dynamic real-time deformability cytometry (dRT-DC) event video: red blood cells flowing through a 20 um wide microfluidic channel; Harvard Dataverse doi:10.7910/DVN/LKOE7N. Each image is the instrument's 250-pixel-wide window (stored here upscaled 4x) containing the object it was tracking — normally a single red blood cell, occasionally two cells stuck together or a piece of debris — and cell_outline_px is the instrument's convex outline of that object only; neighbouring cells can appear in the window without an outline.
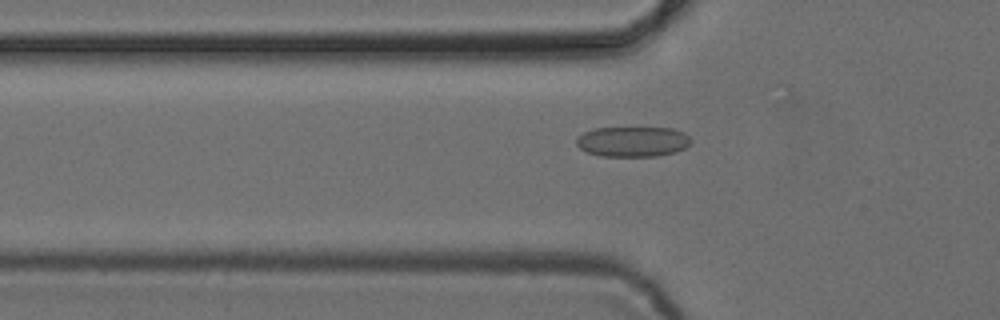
{"species": "common noctule bat (a hibernating species)", "species_latin": "Nyctalus noctula", "temperature_condition": "cold", "stored_images_in_passage": 53, "camera_frame_rate_fps": 3000, "um_per_image_px": 0.085, "animal": {"sex": "female", "body_mass_g": 24.6, "forearm_length_mm": 56.2}, "frame": {"image": 1, "passage_image": 18, "time_ms": 5.667, "image_size_px": [1000, 320], "cell_outline_px": [[692, 140], [684, 148], [676, 152], [656, 156], [600, 156], [588, 152], [580, 148], [576, 144], [576, 140], [584, 132], [596, 128], [672, 128], [684, 132]], "centroid_in_image_um": [53.79, 12.04], "position_along_channel_um": 72.0, "area_um2": 20.06}}
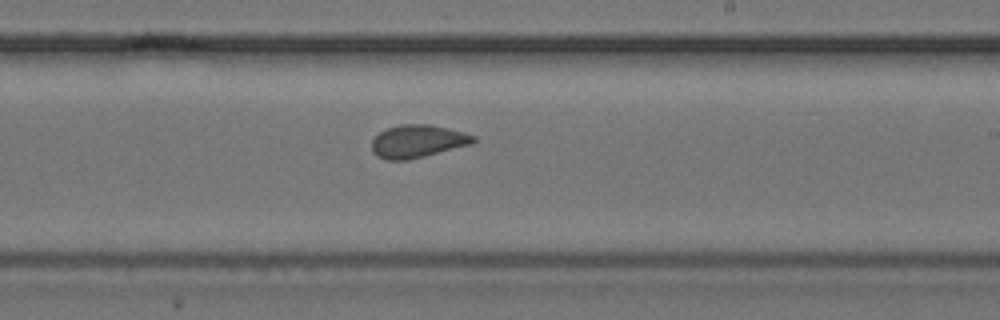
{"frame": {"image": 2, "passage_image": 32, "time_ms": 10.333, "image_size_px": [1000, 320], "cell_outline_px": [[476, 140], [472, 144], [408, 160], [388, 160], [376, 156], [372, 152], [372, 140], [380, 132], [388, 128], [400, 124], [428, 124], [448, 128], [464, 132], [476, 136]], "centroid_in_image_um": [35.5, 12.01], "position_along_channel_um": 253.5, "area_um2": 19.42}}
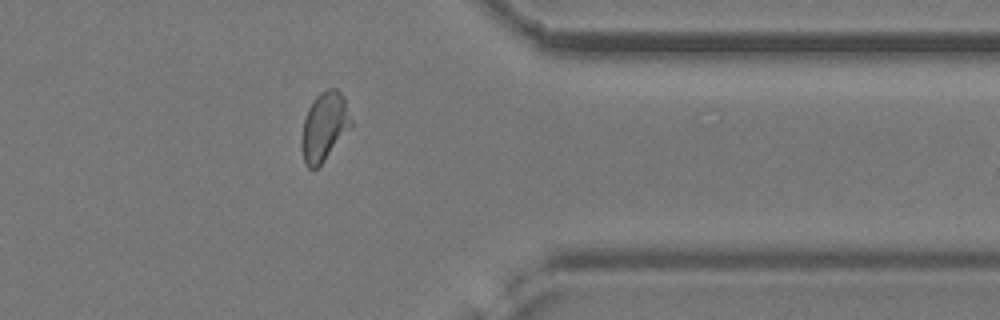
{"frame": {"image": 3, "passage_image": 43, "time_ms": 14.0, "image_size_px": [1000, 320], "cell_outline_px": [[352, 124], [324, 160], [316, 168], [308, 168], [304, 164], [300, 148], [300, 140], [304, 120], [308, 108], [316, 96], [320, 92], [328, 88], [336, 88], [340, 92], [344, 100], [352, 120]], "centroid_in_image_um": [27.52, 10.76], "position_along_channel_um": 383.9, "area_um2": 19.54}, "authors_computed_cell_mechanics": {"area_um2": 19.5364, "velocity_mm_per_s": 3.8667, "shape_relaxation_time_tau1_ms": 7.182, "shape_relaxation_time_tau2_ms": 1.3421, "deformation_change_tau1": 0.1379, "deformation_change_tau2": 0.0454}}